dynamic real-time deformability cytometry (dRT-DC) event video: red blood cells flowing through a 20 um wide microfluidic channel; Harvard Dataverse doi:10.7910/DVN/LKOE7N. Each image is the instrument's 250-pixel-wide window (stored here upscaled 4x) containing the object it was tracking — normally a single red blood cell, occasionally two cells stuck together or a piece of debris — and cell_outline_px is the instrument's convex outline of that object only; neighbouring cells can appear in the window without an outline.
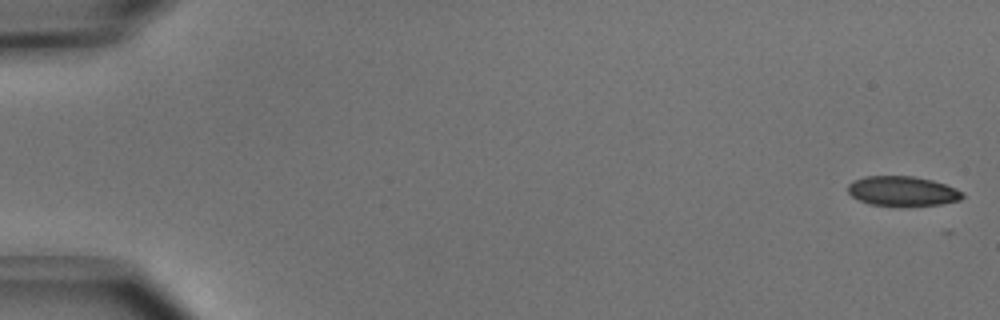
{"species": "common noctule bat (a hibernating species)", "species_latin": "Nyctalus noctula", "temperature_condition": "cold", "stored_images_in_passage": 18, "camera_frame_rate_fps": 3000, "um_per_image_px": 0.085, "animal": {"sex": "male", "body_mass_g": 15.6}, "frame": {"image": 1, "passage_image": 1, "time_ms": 0.0, "image_size_px": [1000, 320], "cell_outline_px": [[964, 196], [960, 200], [940, 204], [900, 208], [868, 204], [852, 196], [848, 192], [848, 184], [852, 180], [864, 176], [912, 176], [932, 180], [944, 184], [964, 192]], "centroid_in_image_um": [76.69, 16.27], "position_along_channel_um": 8.3, "area_um2": 20.4}}
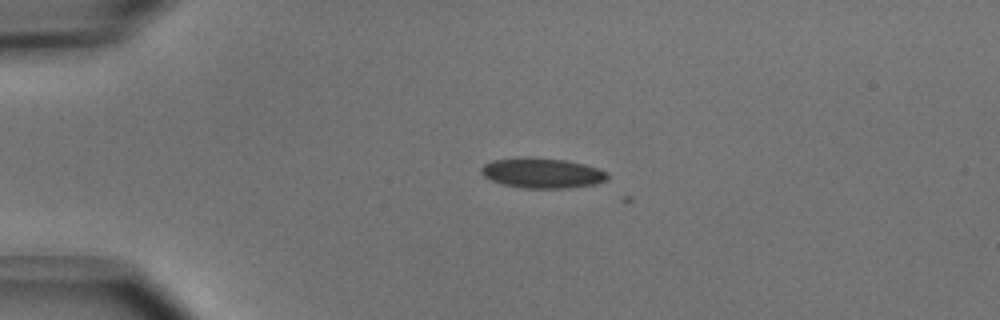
{"frame": {"image": 2, "passage_image": 12, "time_ms": 3.667, "image_size_px": [1000, 320], "cell_outline_px": [[608, 180], [596, 184], [568, 188], [524, 188], [504, 184], [492, 180], [484, 176], [480, 172], [480, 168], [484, 164], [492, 160], [520, 156], [528, 156], [568, 160], [584, 164], [596, 168], [604, 172], [608, 176]], "centroid_in_image_um": [46.06, 14.69], "position_along_channel_um": 38.9, "area_um2": 22.37}}
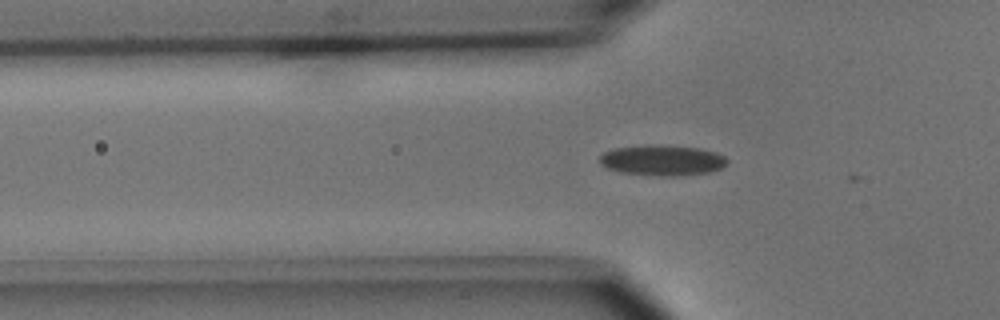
{"frame": {"image": 3, "passage_image": 17, "time_ms": 5.333, "image_size_px": [1000, 320], "cell_outline_px": [[728, 164], [720, 168], [708, 172], [676, 176], [660, 176], [620, 172], [608, 168], [600, 164], [600, 156], [604, 152], [616, 148], [648, 144], [700, 148], [716, 152], [724, 156], [728, 160]], "centroid_in_image_um": [56.3, 13.62], "position_along_channel_um": 69.5, "area_um2": 22.66}}